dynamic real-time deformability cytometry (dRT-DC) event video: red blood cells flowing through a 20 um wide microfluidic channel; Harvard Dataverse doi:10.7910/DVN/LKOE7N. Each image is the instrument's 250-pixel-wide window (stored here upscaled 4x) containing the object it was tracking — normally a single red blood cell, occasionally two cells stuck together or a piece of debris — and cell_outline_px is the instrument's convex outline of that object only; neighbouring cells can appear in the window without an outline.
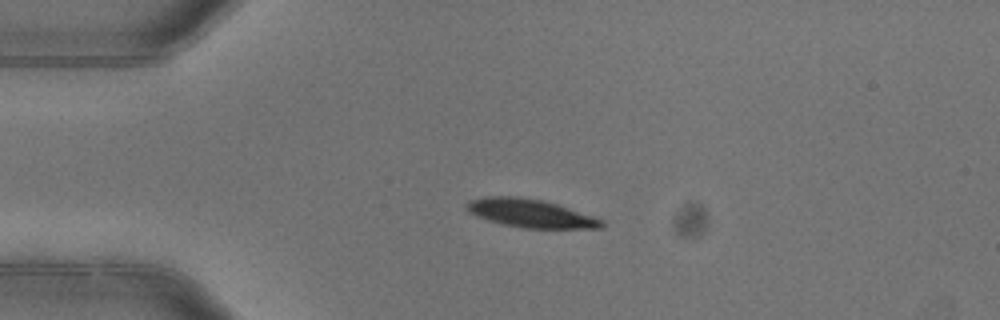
{"species": "common noctule bat (a hibernating species)", "species_latin": "Nyctalus noctula", "temperature_condition": "warm", "stored_images_in_passage": 5, "camera_frame_rate_fps": 3000, "um_per_image_px": 0.085, "animal": {"sex": "female"}, "frame": {"image": 1, "passage_image": 2, "time_ms": 0.333, "image_size_px": [1000, 320], "cell_outline_px": [[604, 228], [524, 228], [504, 224], [488, 220], [476, 216], [468, 212], [464, 208], [464, 204], [468, 200], [488, 196], [512, 196], [540, 200], [556, 204], [604, 220]], "centroid_in_image_um": [45.03, 18.13], "position_along_channel_um": 40.0, "area_um2": 22.08}}